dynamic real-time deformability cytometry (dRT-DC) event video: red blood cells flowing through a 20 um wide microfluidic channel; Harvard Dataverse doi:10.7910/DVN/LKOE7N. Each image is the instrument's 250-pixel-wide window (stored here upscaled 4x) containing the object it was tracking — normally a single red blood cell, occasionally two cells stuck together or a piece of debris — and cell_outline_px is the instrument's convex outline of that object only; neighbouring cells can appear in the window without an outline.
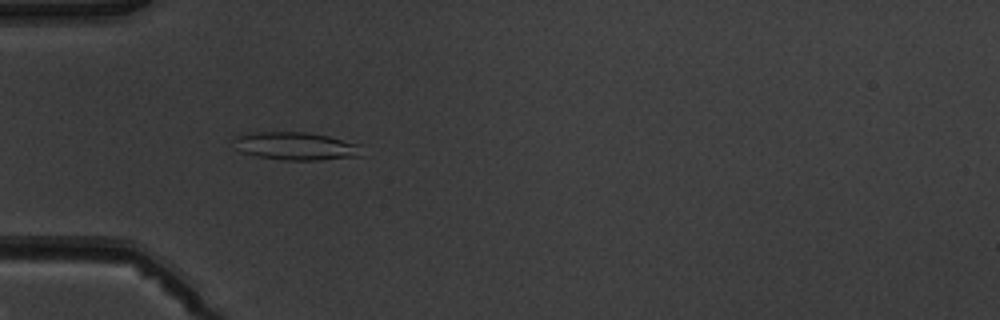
{"species": "common noctule bat (a hibernating species)", "species_latin": "Nyctalus noctula", "temperature_condition": "warm", "stored_images_in_passage": 5, "camera_frame_rate_fps": 3000, "um_per_image_px": 0.085, "animal": {"sex": "male", "body_mass_g": 19.5, "forearm_length_mm": 54.6}, "frame": {"image": 1, "passage_image": 4, "time_ms": 3.667, "image_size_px": [1000, 320], "cell_outline_px": [[364, 156], [320, 160], [280, 160], [256, 156], [240, 152], [236, 148], [232, 140], [236, 136], [252, 132], [308, 132], [328, 136], [360, 144]], "centroid_in_image_um": [25.15, 12.42], "position_along_channel_um": 59.8, "area_um2": 21.21}}
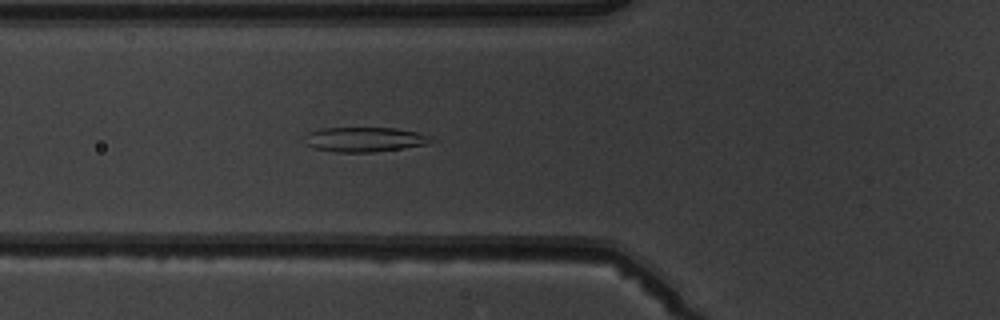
{"frame": {"image": 2, "passage_image": 5, "time_ms": 4.667, "image_size_px": [1000, 320], "cell_outline_px": [[436, 140], [432, 144], [404, 148], [372, 152], [336, 152], [312, 148], [304, 144], [308, 132], [320, 128], [396, 128], [416, 132], [432, 136]], "centroid_in_image_um": [31.04, 11.86], "position_along_channel_um": 94.8, "area_um2": 18.5}}